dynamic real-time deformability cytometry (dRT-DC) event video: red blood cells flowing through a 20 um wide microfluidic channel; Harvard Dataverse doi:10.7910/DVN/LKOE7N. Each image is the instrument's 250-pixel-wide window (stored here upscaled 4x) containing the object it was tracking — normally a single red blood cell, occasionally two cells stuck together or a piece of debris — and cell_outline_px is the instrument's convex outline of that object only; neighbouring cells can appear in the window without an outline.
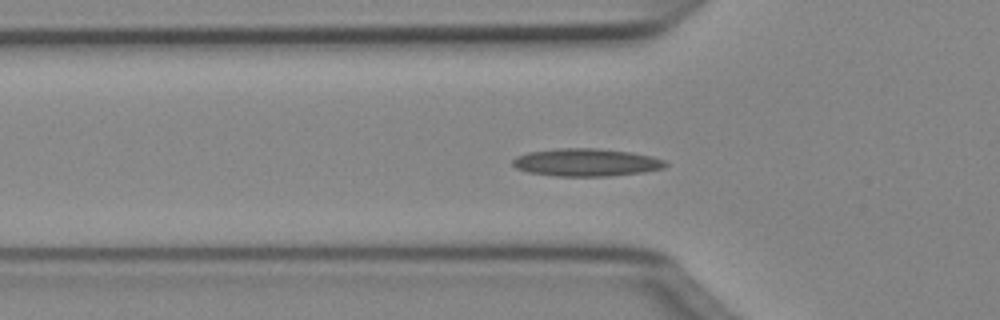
{"species": "Egyptian fruit bat (a non-hibernating species)", "species_latin": "Rousettus aegyptiacus", "temperature_condition": "cold", "stored_images_in_passage": 37, "camera_frame_rate_fps": 3000, "um_per_image_px": 0.085, "animal": {"sex": "female"}, "frame": {"image": 1, "passage_image": 2, "time_ms": 0.333, "image_size_px": [1000, 320], "cell_outline_px": [[668, 164], [664, 168], [644, 172], [608, 176], [556, 176], [528, 172], [516, 168], [512, 164], [512, 160], [516, 156], [528, 152], [560, 148], [596, 148], [632, 152], [652, 156], [664, 160]], "centroid_in_image_um": [49.84, 13.8], "position_along_channel_um": 76.0, "area_um2": 24.74}}
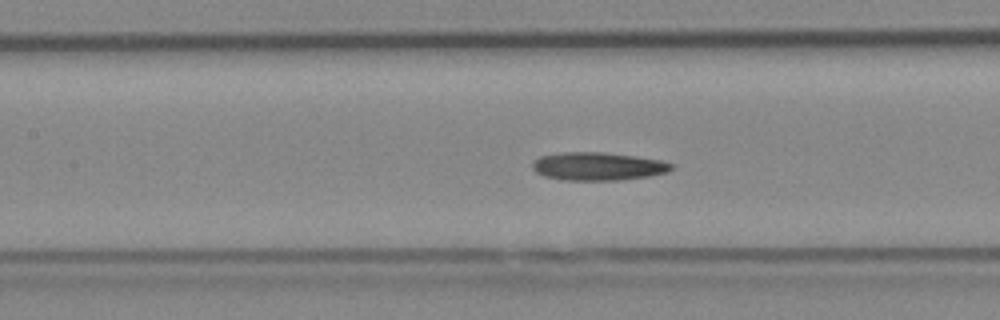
{"frame": {"image": 2, "passage_image": 8, "time_ms": 2.333, "image_size_px": [1000, 320], "cell_outline_px": [[672, 168], [668, 172], [648, 176], [620, 180], [564, 180], [544, 176], [536, 172], [532, 168], [532, 164], [540, 156], [560, 152], [600, 152], [632, 156], [660, 160], [672, 164]], "centroid_in_image_um": [50.79, 14.14], "position_along_channel_um": 156.6, "area_um2": 22.54}}
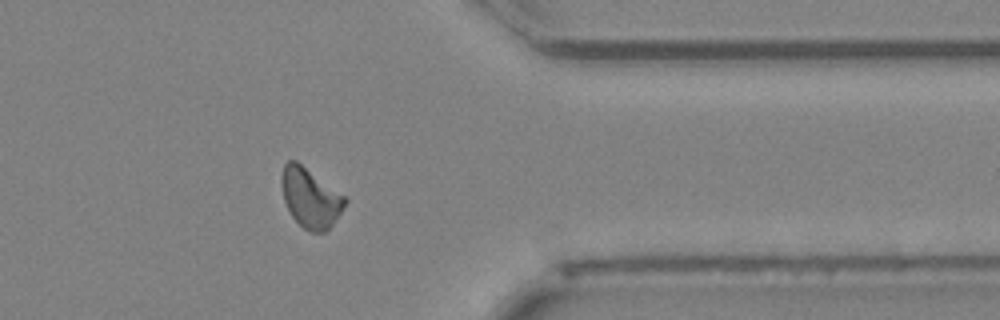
{"frame": {"image": 3, "passage_image": 26, "time_ms": 8.333, "image_size_px": [1000, 320], "cell_outline_px": [[348, 200], [332, 224], [324, 232], [312, 232], [304, 228], [292, 216], [284, 200], [280, 184], [280, 176], [284, 164], [288, 160], [296, 160], [344, 196]], "centroid_in_image_um": [26.34, 16.79], "position_along_channel_um": 385.1, "area_um2": 21.62}}